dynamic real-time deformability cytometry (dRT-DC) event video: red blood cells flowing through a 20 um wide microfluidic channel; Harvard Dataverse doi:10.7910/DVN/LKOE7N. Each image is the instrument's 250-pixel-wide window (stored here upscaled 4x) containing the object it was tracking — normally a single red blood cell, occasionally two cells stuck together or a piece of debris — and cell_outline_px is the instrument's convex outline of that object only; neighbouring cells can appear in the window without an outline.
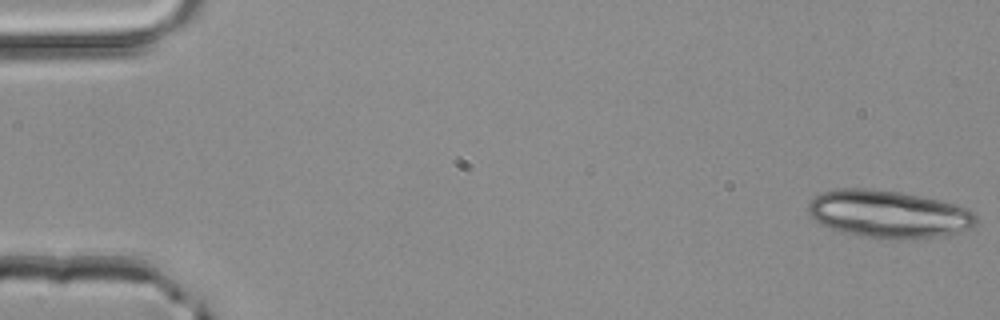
{"species": "common noctule bat (a hibernating species)", "species_latin": "Nyctalus noctula", "temperature_condition": "room temperature", "stored_images_in_passage": 27, "camera_frame_rate_fps": 3000, "um_per_image_px": 0.085, "animal": {"sex": "male", "body_mass_g": 20.4}, "frame": {"image": 1, "passage_image": 1, "time_ms": 0.0, "image_size_px": [1000, 320], "cell_outline_px": [[976, 224], [972, 228], [940, 236], [896, 240], [892, 240], [840, 232], [816, 220], [808, 212], [808, 204], [812, 196], [836, 188], [868, 188], [900, 192], [920, 196], [956, 204], [968, 208], [976, 216]], "centroid_in_image_um": [75.52, 18.19], "position_along_channel_um": 9.5, "area_um2": 46.47}}